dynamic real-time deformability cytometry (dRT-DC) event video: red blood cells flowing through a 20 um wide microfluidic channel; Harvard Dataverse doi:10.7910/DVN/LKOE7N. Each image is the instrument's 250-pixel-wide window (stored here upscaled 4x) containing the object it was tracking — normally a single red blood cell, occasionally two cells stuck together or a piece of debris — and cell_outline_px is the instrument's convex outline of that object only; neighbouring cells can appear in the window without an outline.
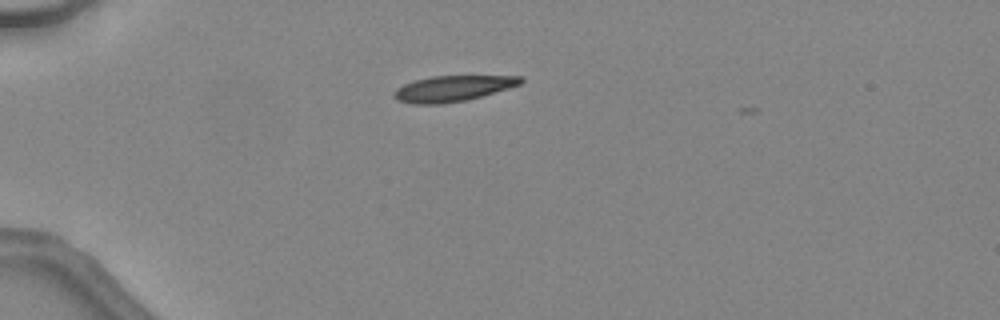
{"species": "common noctule bat (a hibernating species)", "species_latin": "Nyctalus noctula", "temperature_condition": "warm", "stored_images_in_passage": 36, "camera_frame_rate_fps": 3000, "um_per_image_px": 0.085, "animal": {"sex": "female", "body_mass_g": 24.6, "forearm_length_mm": 56.2}, "frame": {"image": 1, "passage_image": 2, "time_ms": 0.333, "image_size_px": [1000, 320], "cell_outline_px": [[524, 80], [520, 84], [508, 88], [468, 100], [444, 104], [412, 104], [396, 100], [392, 96], [392, 92], [396, 88], [404, 84], [416, 80], [432, 76], [524, 76]], "centroid_in_image_um": [38.44, 7.53], "position_along_channel_um": 46.6, "area_um2": 19.13}}
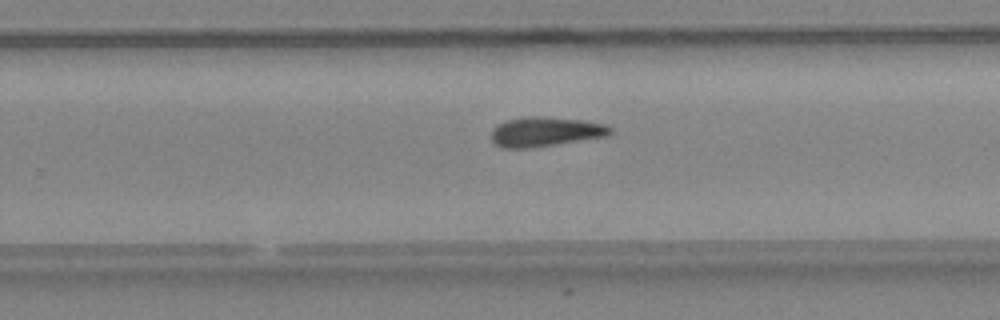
{"frame": {"image": 2, "passage_image": 20, "time_ms": 6.333, "image_size_px": [1000, 320], "cell_outline_px": [[612, 132], [608, 136], [532, 148], [500, 148], [492, 140], [492, 128], [496, 124], [504, 120], [528, 116], [536, 116], [580, 120], [604, 124], [612, 128]], "centroid_in_image_um": [46.32, 11.2], "position_along_channel_um": 283.5, "area_um2": 20.58}}
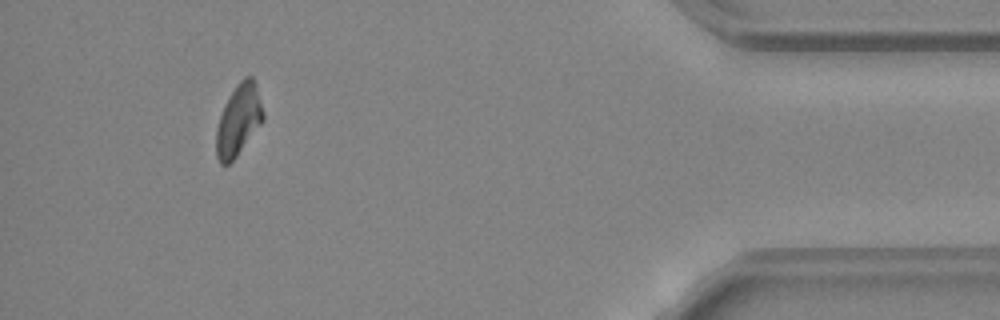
{"frame": {"image": 3, "passage_image": 32, "time_ms": 10.333, "image_size_px": [1000, 320], "cell_outline_px": [[264, 120], [236, 156], [228, 164], [220, 164], [216, 156], [216, 128], [224, 104], [236, 84], [244, 76], [252, 76], [256, 84], [264, 112]], "centroid_in_image_um": [20.27, 10.18], "position_along_channel_um": 414.9, "area_um2": 19.42}}